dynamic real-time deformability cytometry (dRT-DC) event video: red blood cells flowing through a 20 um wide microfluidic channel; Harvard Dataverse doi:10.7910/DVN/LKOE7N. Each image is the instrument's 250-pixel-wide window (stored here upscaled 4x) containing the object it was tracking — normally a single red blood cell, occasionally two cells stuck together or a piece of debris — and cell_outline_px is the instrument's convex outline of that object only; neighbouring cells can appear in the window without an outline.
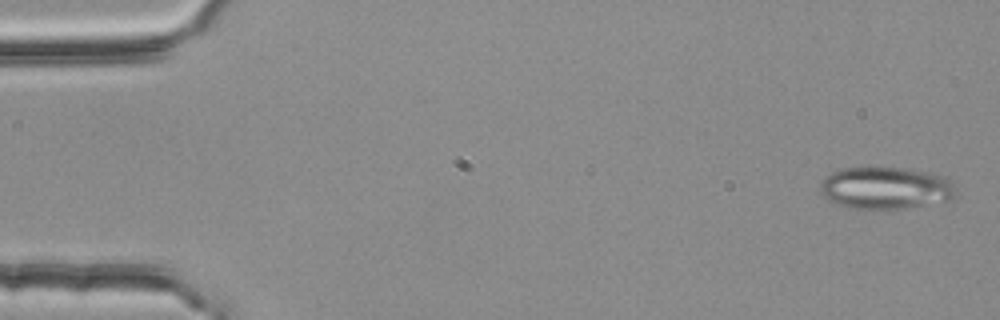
{"species": "common noctule bat (a hibernating species)", "species_latin": "Nyctalus noctula", "temperature_condition": "room temperature", "stored_images_in_passage": 54, "camera_frame_rate_fps": 3000, "um_per_image_px": 0.085, "animal": {"sex": "female", "body_mass_g": 25.1}, "frame": {"image": 1, "passage_image": 2, "time_ms": 0.333, "image_size_px": [1000, 320], "cell_outline_px": [[956, 192], [948, 200], [904, 208], [848, 208], [828, 200], [820, 192], [820, 184], [832, 172], [840, 168], [900, 168], [928, 172], [944, 176], [952, 184]], "centroid_in_image_um": [75.24, 15.97], "position_along_channel_um": 9.8, "area_um2": 32.71}}
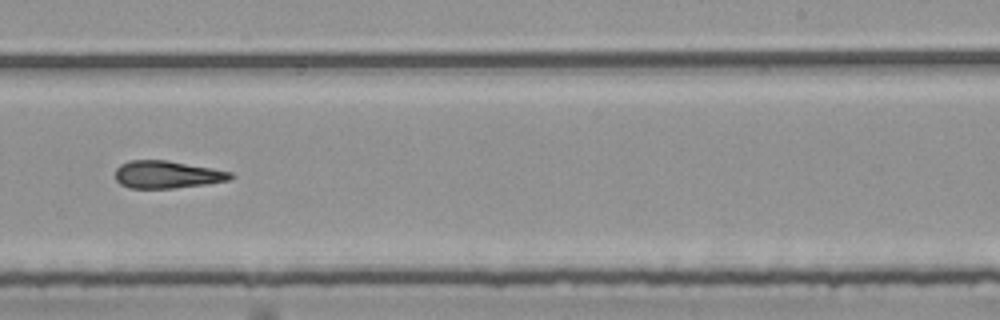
{"frame": {"image": 2, "passage_image": 34, "time_ms": 11.0, "image_size_px": [1000, 320], "cell_outline_px": [[236, 176], [228, 180], [204, 184], [172, 188], [128, 188], [120, 184], [116, 180], [116, 168], [120, 164], [128, 160], [168, 160], [212, 168], [232, 172]], "centroid_in_image_um": [14.18, 14.83], "position_along_channel_um": 274.8, "area_um2": 18.5}}
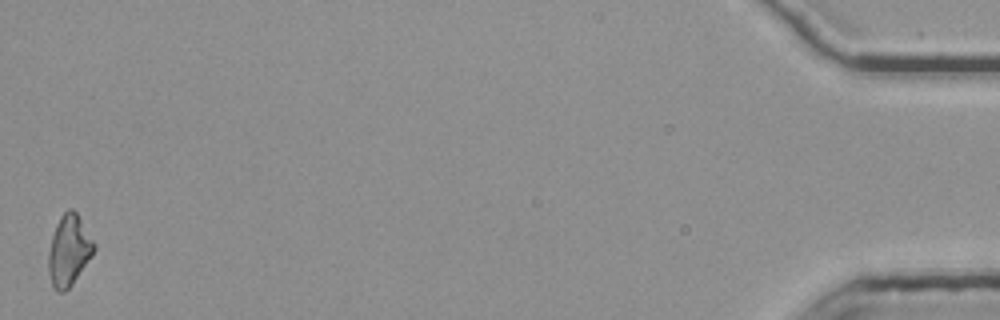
{"frame": {"image": 3, "passage_image": 54, "time_ms": 17.667, "image_size_px": [1000, 320], "cell_outline_px": [[96, 248], [92, 256], [72, 284], [64, 292], [56, 292], [52, 284], [48, 268], [48, 252], [52, 236], [56, 224], [60, 216], [68, 208], [72, 208], [76, 212], [96, 244]], "centroid_in_image_um": [5.86, 21.28], "position_along_channel_um": 429.3, "area_um2": 18.79}, "authors_computed_cell_mechanics": {"area_um2": 18.9584, "velocity_mm_per_s": 3.7908, "shape_relaxation_time_tau1_ms": null, "shape_relaxation_time_tau2_ms": 8.8126, "deformation_change_tau1": null, "deformation_change_tau2": 0.2403}}